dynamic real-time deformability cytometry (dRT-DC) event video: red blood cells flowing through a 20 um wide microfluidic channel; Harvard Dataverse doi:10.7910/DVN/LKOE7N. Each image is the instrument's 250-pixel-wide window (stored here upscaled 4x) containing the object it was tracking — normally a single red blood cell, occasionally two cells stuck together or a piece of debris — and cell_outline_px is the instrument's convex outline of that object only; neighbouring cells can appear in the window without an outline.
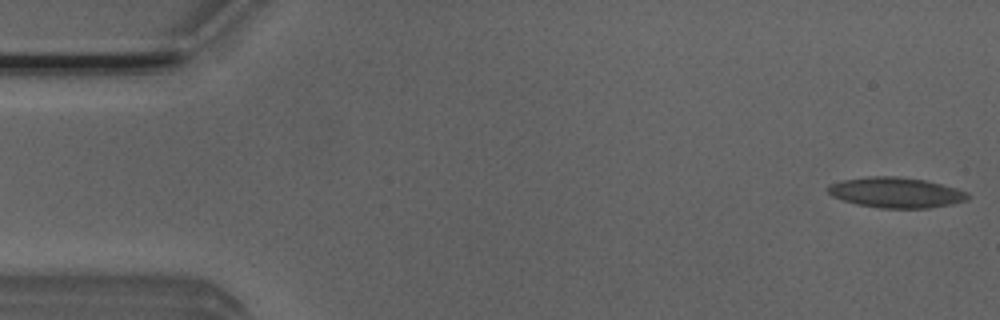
{"species": "Egyptian fruit bat (a non-hibernating species)", "species_latin": "Rousettus aegyptiacus", "temperature_condition": "room temperature", "stored_images_in_passage": 13, "camera_frame_rate_fps": 3000, "um_per_image_px": 0.085, "animal": {"sex": "male"}, "frame": {"image": 1, "passage_image": 1, "time_ms": 0.0, "image_size_px": [1000, 320], "cell_outline_px": [[968, 200], [952, 204], [928, 208], [880, 208], [856, 204], [832, 196], [828, 192], [828, 184], [844, 180], [868, 176], [896, 176], [924, 180], [956, 188], [968, 192]], "centroid_in_image_um": [76.16, 16.37], "position_along_channel_um": 8.8, "area_um2": 24.68}}